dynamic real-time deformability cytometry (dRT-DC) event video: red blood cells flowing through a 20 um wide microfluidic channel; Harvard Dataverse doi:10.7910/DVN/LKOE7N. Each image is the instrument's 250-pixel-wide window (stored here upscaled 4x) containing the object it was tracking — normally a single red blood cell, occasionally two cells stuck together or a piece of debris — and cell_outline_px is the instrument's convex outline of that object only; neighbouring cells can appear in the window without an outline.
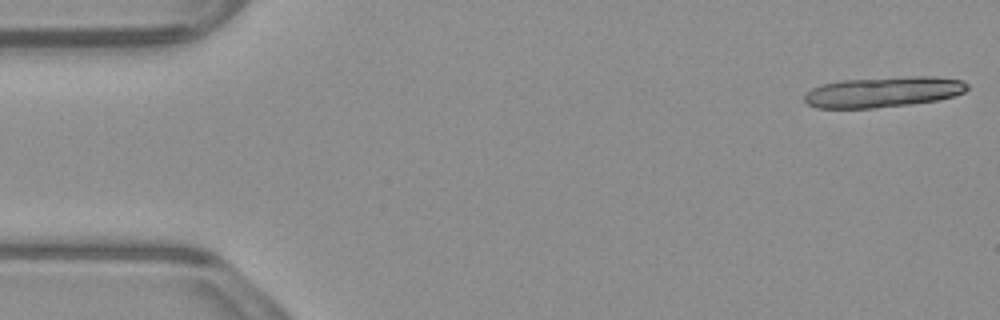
{"species": "common noctule bat (a hibernating species)", "species_latin": "Nyctalus noctula", "temperature_condition": "warm", "stored_images_in_passage": 17, "camera_frame_rate_fps": 3000, "um_per_image_px": 0.085, "animal": {"sex": "male", "body_mass_g": 23.1, "forearm_length_mm": 52.7}, "frame": {"image": 1, "passage_image": 1, "time_ms": 0.0, "image_size_px": [1000, 320], "cell_outline_px": [[968, 88], [964, 92], [956, 96], [936, 100], [908, 104], [876, 108], [816, 108], [808, 104], [804, 100], [804, 96], [812, 88], [820, 84], [844, 80], [916, 76], [932, 76], [960, 80], [968, 84]], "centroid_in_image_um": [75.07, 7.82], "position_along_channel_um": 9.9, "area_um2": 28.84}}